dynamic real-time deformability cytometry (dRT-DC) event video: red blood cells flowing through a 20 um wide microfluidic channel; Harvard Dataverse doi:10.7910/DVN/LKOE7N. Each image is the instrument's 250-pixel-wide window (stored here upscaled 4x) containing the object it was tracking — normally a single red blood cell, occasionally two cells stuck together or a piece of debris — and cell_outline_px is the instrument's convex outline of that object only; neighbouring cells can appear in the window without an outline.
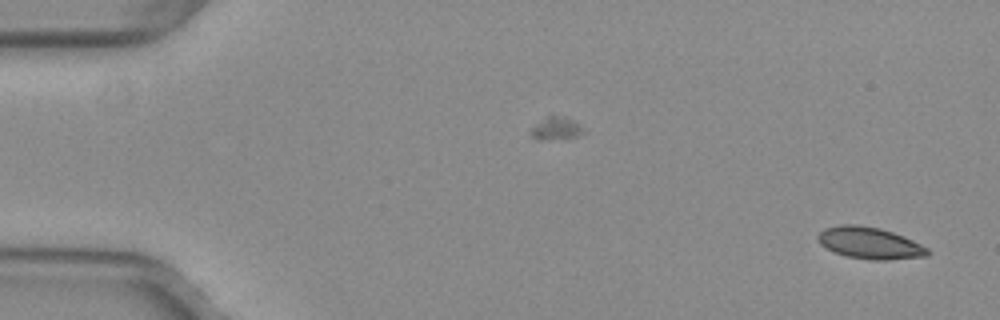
{"species": "common noctule bat (a hibernating species)", "species_latin": "Nyctalus noctula", "temperature_condition": "warm", "stored_images_in_passage": 52, "camera_frame_rate_fps": 3000, "um_per_image_px": 0.085, "animal": {"sex": "female", "body_mass_g": 29.2, "forearm_length_mm": 56.3}, "frame": {"image": 1, "passage_image": 2, "time_ms": 0.333, "image_size_px": [1000, 320], "cell_outline_px": [[932, 252], [928, 256], [888, 260], [872, 260], [848, 256], [832, 252], [820, 244], [816, 236], [824, 228], [840, 224], [856, 224], [880, 228], [904, 236], [928, 248]], "centroid_in_image_um": [73.92, 20.66], "position_along_channel_um": 11.1, "area_um2": 20.46}}
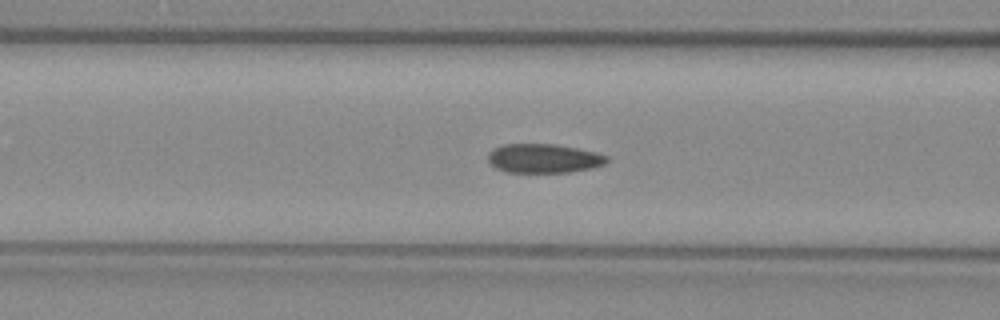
{"frame": {"image": 2, "passage_image": 21, "time_ms": 6.667, "image_size_px": [1000, 320], "cell_outline_px": [[608, 160], [604, 164], [592, 168], [568, 172], [504, 172], [496, 168], [488, 160], [488, 152], [492, 148], [504, 144], [556, 144], [596, 152], [608, 156]], "centroid_in_image_um": [46.19, 13.46], "position_along_channel_um": 120.4, "area_um2": 20.17}}
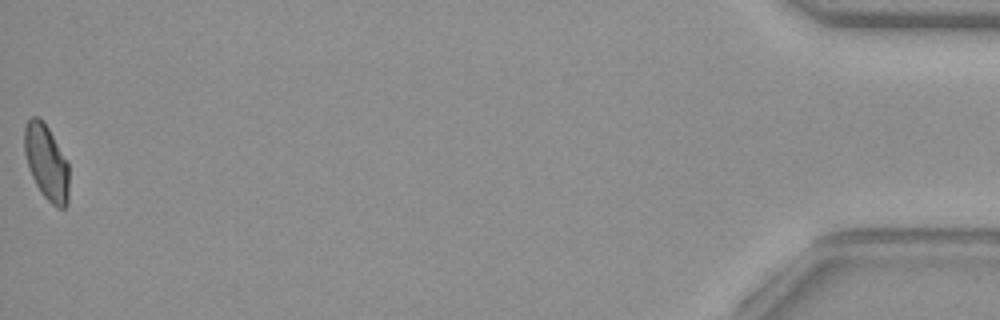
{"frame": {"image": 3, "passage_image": 52, "time_ms": 17.0, "image_size_px": [1000, 320], "cell_outline_px": [[68, 204], [64, 208], [56, 208], [40, 192], [28, 168], [24, 152], [24, 128], [28, 120], [32, 116], [36, 116], [44, 120], [68, 164]], "centroid_in_image_um": [3.93, 13.8], "position_along_channel_um": 431.3, "area_um2": 19.54}, "authors_computed_cell_mechanics": {"area_um2": 20.3456, "velocity_mm_per_s": 3.9964, "shape_relaxation_time_tau1_ms": null, "shape_relaxation_time_tau2_ms": 1.1049, "deformation_change_tau1": null, "deformation_change_tau2": 0.0553}}